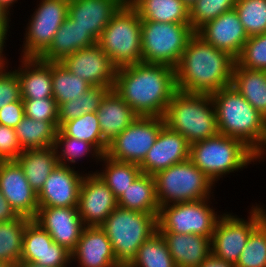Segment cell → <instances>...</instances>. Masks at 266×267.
<instances>
[{"mask_svg": "<svg viewBox=\"0 0 266 267\" xmlns=\"http://www.w3.org/2000/svg\"><path fill=\"white\" fill-rule=\"evenodd\" d=\"M113 89L138 116L163 117L177 91L175 68L144 62L119 67Z\"/></svg>", "mask_w": 266, "mask_h": 267, "instance_id": "6da1fadb", "label": "cell"}, {"mask_svg": "<svg viewBox=\"0 0 266 267\" xmlns=\"http://www.w3.org/2000/svg\"><path fill=\"white\" fill-rule=\"evenodd\" d=\"M236 59L205 42L196 33L189 39L175 67L178 91L212 94L232 85Z\"/></svg>", "mask_w": 266, "mask_h": 267, "instance_id": "7a4b0ae2", "label": "cell"}, {"mask_svg": "<svg viewBox=\"0 0 266 267\" xmlns=\"http://www.w3.org/2000/svg\"><path fill=\"white\" fill-rule=\"evenodd\" d=\"M216 110L218 134L243 141L264 162L266 157V118L254 109L233 86L211 94Z\"/></svg>", "mask_w": 266, "mask_h": 267, "instance_id": "3957f363", "label": "cell"}, {"mask_svg": "<svg viewBox=\"0 0 266 267\" xmlns=\"http://www.w3.org/2000/svg\"><path fill=\"white\" fill-rule=\"evenodd\" d=\"M189 159L214 184L227 174L260 164V157L243 141L222 134L190 144Z\"/></svg>", "mask_w": 266, "mask_h": 267, "instance_id": "277c9868", "label": "cell"}, {"mask_svg": "<svg viewBox=\"0 0 266 267\" xmlns=\"http://www.w3.org/2000/svg\"><path fill=\"white\" fill-rule=\"evenodd\" d=\"M164 123L192 144L218 134L216 110L210 94L176 91L163 115Z\"/></svg>", "mask_w": 266, "mask_h": 267, "instance_id": "5b68a950", "label": "cell"}, {"mask_svg": "<svg viewBox=\"0 0 266 267\" xmlns=\"http://www.w3.org/2000/svg\"><path fill=\"white\" fill-rule=\"evenodd\" d=\"M157 216L117 206L100 225L123 267L131 263L138 248L157 231Z\"/></svg>", "mask_w": 266, "mask_h": 267, "instance_id": "8992f818", "label": "cell"}, {"mask_svg": "<svg viewBox=\"0 0 266 267\" xmlns=\"http://www.w3.org/2000/svg\"><path fill=\"white\" fill-rule=\"evenodd\" d=\"M97 44L117 68L142 62L141 19L127 1L113 15Z\"/></svg>", "mask_w": 266, "mask_h": 267, "instance_id": "52a82bcc", "label": "cell"}, {"mask_svg": "<svg viewBox=\"0 0 266 267\" xmlns=\"http://www.w3.org/2000/svg\"><path fill=\"white\" fill-rule=\"evenodd\" d=\"M153 177L160 207L214 197V182L190 159L172 165Z\"/></svg>", "mask_w": 266, "mask_h": 267, "instance_id": "ba28073f", "label": "cell"}, {"mask_svg": "<svg viewBox=\"0 0 266 267\" xmlns=\"http://www.w3.org/2000/svg\"><path fill=\"white\" fill-rule=\"evenodd\" d=\"M194 34L190 23L141 20L142 62L175 68Z\"/></svg>", "mask_w": 266, "mask_h": 267, "instance_id": "9c48e42d", "label": "cell"}, {"mask_svg": "<svg viewBox=\"0 0 266 267\" xmlns=\"http://www.w3.org/2000/svg\"><path fill=\"white\" fill-rule=\"evenodd\" d=\"M213 198L215 197L161 206L157 216V231L212 238L215 226L222 216L211 206Z\"/></svg>", "mask_w": 266, "mask_h": 267, "instance_id": "30bf717a", "label": "cell"}, {"mask_svg": "<svg viewBox=\"0 0 266 267\" xmlns=\"http://www.w3.org/2000/svg\"><path fill=\"white\" fill-rule=\"evenodd\" d=\"M26 23L20 57L39 58L68 16L69 0H40Z\"/></svg>", "mask_w": 266, "mask_h": 267, "instance_id": "8fae6325", "label": "cell"}, {"mask_svg": "<svg viewBox=\"0 0 266 267\" xmlns=\"http://www.w3.org/2000/svg\"><path fill=\"white\" fill-rule=\"evenodd\" d=\"M249 211L247 219L239 218L234 213H222L211 238V250L215 257L236 265L251 232L264 220L259 204H252Z\"/></svg>", "mask_w": 266, "mask_h": 267, "instance_id": "7c38bea8", "label": "cell"}, {"mask_svg": "<svg viewBox=\"0 0 266 267\" xmlns=\"http://www.w3.org/2000/svg\"><path fill=\"white\" fill-rule=\"evenodd\" d=\"M164 125L163 117L138 116L108 144L105 155L116 161L139 165Z\"/></svg>", "mask_w": 266, "mask_h": 267, "instance_id": "4fadbf2b", "label": "cell"}, {"mask_svg": "<svg viewBox=\"0 0 266 267\" xmlns=\"http://www.w3.org/2000/svg\"><path fill=\"white\" fill-rule=\"evenodd\" d=\"M117 206V199L104 181L93 171L86 172L77 205L83 224L100 226Z\"/></svg>", "mask_w": 266, "mask_h": 267, "instance_id": "5bb4252c", "label": "cell"}, {"mask_svg": "<svg viewBox=\"0 0 266 267\" xmlns=\"http://www.w3.org/2000/svg\"><path fill=\"white\" fill-rule=\"evenodd\" d=\"M61 63L92 86L114 87L117 67L98 44L74 52Z\"/></svg>", "mask_w": 266, "mask_h": 267, "instance_id": "9a60e30c", "label": "cell"}, {"mask_svg": "<svg viewBox=\"0 0 266 267\" xmlns=\"http://www.w3.org/2000/svg\"><path fill=\"white\" fill-rule=\"evenodd\" d=\"M0 191L18 216L34 219L38 211V193L35 192L16 160L0 164Z\"/></svg>", "mask_w": 266, "mask_h": 267, "instance_id": "2e32d148", "label": "cell"}, {"mask_svg": "<svg viewBox=\"0 0 266 267\" xmlns=\"http://www.w3.org/2000/svg\"><path fill=\"white\" fill-rule=\"evenodd\" d=\"M21 261H29L45 267H69L71 252L56 244L49 233L31 219L23 235Z\"/></svg>", "mask_w": 266, "mask_h": 267, "instance_id": "e0dca14e", "label": "cell"}, {"mask_svg": "<svg viewBox=\"0 0 266 267\" xmlns=\"http://www.w3.org/2000/svg\"><path fill=\"white\" fill-rule=\"evenodd\" d=\"M45 229L56 244L72 252L86 227L74 207H39L33 219Z\"/></svg>", "mask_w": 266, "mask_h": 267, "instance_id": "ac0fdd59", "label": "cell"}, {"mask_svg": "<svg viewBox=\"0 0 266 267\" xmlns=\"http://www.w3.org/2000/svg\"><path fill=\"white\" fill-rule=\"evenodd\" d=\"M189 155L190 143L187 139L164 125L139 167L142 173L154 176L172 165L186 161Z\"/></svg>", "mask_w": 266, "mask_h": 267, "instance_id": "d6986e66", "label": "cell"}, {"mask_svg": "<svg viewBox=\"0 0 266 267\" xmlns=\"http://www.w3.org/2000/svg\"><path fill=\"white\" fill-rule=\"evenodd\" d=\"M76 167L58 164L38 193L39 207H74L78 205L84 173Z\"/></svg>", "mask_w": 266, "mask_h": 267, "instance_id": "ffe728a7", "label": "cell"}, {"mask_svg": "<svg viewBox=\"0 0 266 267\" xmlns=\"http://www.w3.org/2000/svg\"><path fill=\"white\" fill-rule=\"evenodd\" d=\"M195 33L205 42L221 51L227 52L235 59L238 58L245 42L248 40V35L235 9L208 21Z\"/></svg>", "mask_w": 266, "mask_h": 267, "instance_id": "44dd1931", "label": "cell"}, {"mask_svg": "<svg viewBox=\"0 0 266 267\" xmlns=\"http://www.w3.org/2000/svg\"><path fill=\"white\" fill-rule=\"evenodd\" d=\"M78 267H123L116 259L112 244L100 226H86L71 252Z\"/></svg>", "mask_w": 266, "mask_h": 267, "instance_id": "7402d4cb", "label": "cell"}, {"mask_svg": "<svg viewBox=\"0 0 266 267\" xmlns=\"http://www.w3.org/2000/svg\"><path fill=\"white\" fill-rule=\"evenodd\" d=\"M127 0H69L68 16L98 40L113 15Z\"/></svg>", "mask_w": 266, "mask_h": 267, "instance_id": "603a6c76", "label": "cell"}, {"mask_svg": "<svg viewBox=\"0 0 266 267\" xmlns=\"http://www.w3.org/2000/svg\"><path fill=\"white\" fill-rule=\"evenodd\" d=\"M16 72L21 89V99H43L53 97L52 62L39 58H19Z\"/></svg>", "mask_w": 266, "mask_h": 267, "instance_id": "cb8c5ba5", "label": "cell"}, {"mask_svg": "<svg viewBox=\"0 0 266 267\" xmlns=\"http://www.w3.org/2000/svg\"><path fill=\"white\" fill-rule=\"evenodd\" d=\"M97 117L103 140L109 144L137 117L135 111L117 94L109 90L101 100Z\"/></svg>", "mask_w": 266, "mask_h": 267, "instance_id": "d4e9b609", "label": "cell"}, {"mask_svg": "<svg viewBox=\"0 0 266 267\" xmlns=\"http://www.w3.org/2000/svg\"><path fill=\"white\" fill-rule=\"evenodd\" d=\"M97 44V40L69 16L56 32L48 49L39 57L45 62H61L74 52Z\"/></svg>", "mask_w": 266, "mask_h": 267, "instance_id": "484cf974", "label": "cell"}, {"mask_svg": "<svg viewBox=\"0 0 266 267\" xmlns=\"http://www.w3.org/2000/svg\"><path fill=\"white\" fill-rule=\"evenodd\" d=\"M177 267H199L212 253L211 238L195 234L160 233Z\"/></svg>", "mask_w": 266, "mask_h": 267, "instance_id": "4316f807", "label": "cell"}, {"mask_svg": "<svg viewBox=\"0 0 266 267\" xmlns=\"http://www.w3.org/2000/svg\"><path fill=\"white\" fill-rule=\"evenodd\" d=\"M141 20L190 23L189 7L182 0H127Z\"/></svg>", "mask_w": 266, "mask_h": 267, "instance_id": "83f0119b", "label": "cell"}, {"mask_svg": "<svg viewBox=\"0 0 266 267\" xmlns=\"http://www.w3.org/2000/svg\"><path fill=\"white\" fill-rule=\"evenodd\" d=\"M16 161L22 167L31 188L37 193L58 165L54 147L22 151Z\"/></svg>", "mask_w": 266, "mask_h": 267, "instance_id": "f1b7e54d", "label": "cell"}, {"mask_svg": "<svg viewBox=\"0 0 266 267\" xmlns=\"http://www.w3.org/2000/svg\"><path fill=\"white\" fill-rule=\"evenodd\" d=\"M118 207L158 214L159 203L153 176L141 173L117 199Z\"/></svg>", "mask_w": 266, "mask_h": 267, "instance_id": "f546056e", "label": "cell"}, {"mask_svg": "<svg viewBox=\"0 0 266 267\" xmlns=\"http://www.w3.org/2000/svg\"><path fill=\"white\" fill-rule=\"evenodd\" d=\"M232 85L266 118V71L252 70L234 65Z\"/></svg>", "mask_w": 266, "mask_h": 267, "instance_id": "4dcf8cb0", "label": "cell"}, {"mask_svg": "<svg viewBox=\"0 0 266 267\" xmlns=\"http://www.w3.org/2000/svg\"><path fill=\"white\" fill-rule=\"evenodd\" d=\"M22 151L54 147L58 121H38L27 116L14 128Z\"/></svg>", "mask_w": 266, "mask_h": 267, "instance_id": "1f68e13d", "label": "cell"}, {"mask_svg": "<svg viewBox=\"0 0 266 267\" xmlns=\"http://www.w3.org/2000/svg\"><path fill=\"white\" fill-rule=\"evenodd\" d=\"M100 162L104 164H101L103 167L94 173L111 189L116 199L142 173L138 164L116 161L105 154L102 155Z\"/></svg>", "mask_w": 266, "mask_h": 267, "instance_id": "d6a6232c", "label": "cell"}, {"mask_svg": "<svg viewBox=\"0 0 266 267\" xmlns=\"http://www.w3.org/2000/svg\"><path fill=\"white\" fill-rule=\"evenodd\" d=\"M31 219L18 216L14 220L0 223V263L17 264L21 261L23 235Z\"/></svg>", "mask_w": 266, "mask_h": 267, "instance_id": "836d02e7", "label": "cell"}, {"mask_svg": "<svg viewBox=\"0 0 266 267\" xmlns=\"http://www.w3.org/2000/svg\"><path fill=\"white\" fill-rule=\"evenodd\" d=\"M90 87L91 84L72 74L61 62H52L53 98L58 107L62 103L79 98Z\"/></svg>", "mask_w": 266, "mask_h": 267, "instance_id": "e575fe53", "label": "cell"}, {"mask_svg": "<svg viewBox=\"0 0 266 267\" xmlns=\"http://www.w3.org/2000/svg\"><path fill=\"white\" fill-rule=\"evenodd\" d=\"M59 130L68 137L91 143L102 155L108 144L103 140L97 113H87L76 119L64 122Z\"/></svg>", "mask_w": 266, "mask_h": 267, "instance_id": "d590c367", "label": "cell"}, {"mask_svg": "<svg viewBox=\"0 0 266 267\" xmlns=\"http://www.w3.org/2000/svg\"><path fill=\"white\" fill-rule=\"evenodd\" d=\"M54 149L56 151L58 164L74 166L84 157L95 158L100 163L102 154L91 144L83 140L65 136L59 129L56 134ZM83 157V158H82ZM80 159V160H79Z\"/></svg>", "mask_w": 266, "mask_h": 267, "instance_id": "8d00e7d4", "label": "cell"}, {"mask_svg": "<svg viewBox=\"0 0 266 267\" xmlns=\"http://www.w3.org/2000/svg\"><path fill=\"white\" fill-rule=\"evenodd\" d=\"M113 87L92 86L79 98L62 103L58 107V128L67 121L87 113L98 111L101 100Z\"/></svg>", "mask_w": 266, "mask_h": 267, "instance_id": "74e56055", "label": "cell"}, {"mask_svg": "<svg viewBox=\"0 0 266 267\" xmlns=\"http://www.w3.org/2000/svg\"><path fill=\"white\" fill-rule=\"evenodd\" d=\"M127 267H177L168 250L165 239L156 231L137 251Z\"/></svg>", "mask_w": 266, "mask_h": 267, "instance_id": "f35d334b", "label": "cell"}, {"mask_svg": "<svg viewBox=\"0 0 266 267\" xmlns=\"http://www.w3.org/2000/svg\"><path fill=\"white\" fill-rule=\"evenodd\" d=\"M259 206L264 220L251 232L235 267H266V208Z\"/></svg>", "mask_w": 266, "mask_h": 267, "instance_id": "ab89813d", "label": "cell"}, {"mask_svg": "<svg viewBox=\"0 0 266 267\" xmlns=\"http://www.w3.org/2000/svg\"><path fill=\"white\" fill-rule=\"evenodd\" d=\"M234 9L248 37L266 33V0H236Z\"/></svg>", "mask_w": 266, "mask_h": 267, "instance_id": "60d3db41", "label": "cell"}, {"mask_svg": "<svg viewBox=\"0 0 266 267\" xmlns=\"http://www.w3.org/2000/svg\"><path fill=\"white\" fill-rule=\"evenodd\" d=\"M236 0H197L190 8V26L196 32L208 21L234 9Z\"/></svg>", "mask_w": 266, "mask_h": 267, "instance_id": "b9f144b4", "label": "cell"}, {"mask_svg": "<svg viewBox=\"0 0 266 267\" xmlns=\"http://www.w3.org/2000/svg\"><path fill=\"white\" fill-rule=\"evenodd\" d=\"M236 62L247 69L266 71V33L248 37Z\"/></svg>", "mask_w": 266, "mask_h": 267, "instance_id": "7bdbcfd3", "label": "cell"}, {"mask_svg": "<svg viewBox=\"0 0 266 267\" xmlns=\"http://www.w3.org/2000/svg\"><path fill=\"white\" fill-rule=\"evenodd\" d=\"M22 100L25 116L38 121H58V105L53 97Z\"/></svg>", "mask_w": 266, "mask_h": 267, "instance_id": "ee69618b", "label": "cell"}, {"mask_svg": "<svg viewBox=\"0 0 266 267\" xmlns=\"http://www.w3.org/2000/svg\"><path fill=\"white\" fill-rule=\"evenodd\" d=\"M0 70V108L21 100L20 81L14 70Z\"/></svg>", "mask_w": 266, "mask_h": 267, "instance_id": "f6af8a7d", "label": "cell"}, {"mask_svg": "<svg viewBox=\"0 0 266 267\" xmlns=\"http://www.w3.org/2000/svg\"><path fill=\"white\" fill-rule=\"evenodd\" d=\"M22 153L14 128L0 124V158L2 161L16 160Z\"/></svg>", "mask_w": 266, "mask_h": 267, "instance_id": "bcb514c9", "label": "cell"}, {"mask_svg": "<svg viewBox=\"0 0 266 267\" xmlns=\"http://www.w3.org/2000/svg\"><path fill=\"white\" fill-rule=\"evenodd\" d=\"M23 100L15 101L0 108V124L15 128L24 118Z\"/></svg>", "mask_w": 266, "mask_h": 267, "instance_id": "7dc6e473", "label": "cell"}, {"mask_svg": "<svg viewBox=\"0 0 266 267\" xmlns=\"http://www.w3.org/2000/svg\"><path fill=\"white\" fill-rule=\"evenodd\" d=\"M17 213L13 210L8 201L0 191V223L8 222L17 218Z\"/></svg>", "mask_w": 266, "mask_h": 267, "instance_id": "c3c4849f", "label": "cell"}, {"mask_svg": "<svg viewBox=\"0 0 266 267\" xmlns=\"http://www.w3.org/2000/svg\"><path fill=\"white\" fill-rule=\"evenodd\" d=\"M8 32H10L9 28H0V70L5 69V68H13V67H8L9 62L7 60L5 53H4V48L6 47L5 41L8 40L7 38H8V36H10L8 34Z\"/></svg>", "mask_w": 266, "mask_h": 267, "instance_id": "681fc988", "label": "cell"}, {"mask_svg": "<svg viewBox=\"0 0 266 267\" xmlns=\"http://www.w3.org/2000/svg\"><path fill=\"white\" fill-rule=\"evenodd\" d=\"M199 267H235L232 263L215 257L212 253L201 263Z\"/></svg>", "mask_w": 266, "mask_h": 267, "instance_id": "f907efd6", "label": "cell"}, {"mask_svg": "<svg viewBox=\"0 0 266 267\" xmlns=\"http://www.w3.org/2000/svg\"><path fill=\"white\" fill-rule=\"evenodd\" d=\"M11 16L0 6V28H10Z\"/></svg>", "mask_w": 266, "mask_h": 267, "instance_id": "816d5d0a", "label": "cell"}, {"mask_svg": "<svg viewBox=\"0 0 266 267\" xmlns=\"http://www.w3.org/2000/svg\"><path fill=\"white\" fill-rule=\"evenodd\" d=\"M18 0H0V6L11 16L14 3H17Z\"/></svg>", "mask_w": 266, "mask_h": 267, "instance_id": "f5cc1de1", "label": "cell"}, {"mask_svg": "<svg viewBox=\"0 0 266 267\" xmlns=\"http://www.w3.org/2000/svg\"><path fill=\"white\" fill-rule=\"evenodd\" d=\"M16 267H45V266L29 261H20Z\"/></svg>", "mask_w": 266, "mask_h": 267, "instance_id": "db71d44e", "label": "cell"}, {"mask_svg": "<svg viewBox=\"0 0 266 267\" xmlns=\"http://www.w3.org/2000/svg\"><path fill=\"white\" fill-rule=\"evenodd\" d=\"M189 8L197 1V0H182Z\"/></svg>", "mask_w": 266, "mask_h": 267, "instance_id": "11a10c76", "label": "cell"}, {"mask_svg": "<svg viewBox=\"0 0 266 267\" xmlns=\"http://www.w3.org/2000/svg\"><path fill=\"white\" fill-rule=\"evenodd\" d=\"M0 267H16V265L9 263H0Z\"/></svg>", "mask_w": 266, "mask_h": 267, "instance_id": "9f6ffc18", "label": "cell"}]
</instances>
